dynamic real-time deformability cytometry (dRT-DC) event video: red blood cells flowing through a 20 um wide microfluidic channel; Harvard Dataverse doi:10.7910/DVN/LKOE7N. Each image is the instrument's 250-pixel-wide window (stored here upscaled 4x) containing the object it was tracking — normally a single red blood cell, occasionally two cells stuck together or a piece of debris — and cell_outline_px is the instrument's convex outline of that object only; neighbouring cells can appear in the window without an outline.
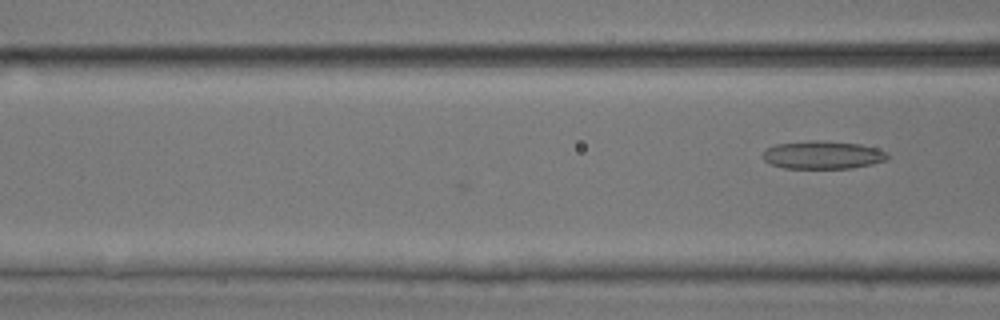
{"species": "common noctule bat (a hibernating species)", "species_latin": "Nyctalus noctula", "temperature_condition": "room temperature", "stored_images_in_passage": 12, "camera_frame_rate_fps": 3000, "um_per_image_px": 0.085, "animal": {"sex": "male", "body_mass_g": 17.9, "forearm_length_mm": 54.2}, "frame": {"image": 1, "passage_image": 12, "time_ms": 3.667, "image_size_px": [1000, 320], "cell_outline_px": [[888, 160], [872, 164], [852, 168], [784, 168], [772, 164], [764, 160], [760, 156], [764, 148], [776, 144], [808, 140], [824, 140], [860, 144], [876, 148], [888, 152]], "centroid_in_image_um": [69.91, 13.16], "position_along_channel_um": 96.7, "area_um2": 20.69}}